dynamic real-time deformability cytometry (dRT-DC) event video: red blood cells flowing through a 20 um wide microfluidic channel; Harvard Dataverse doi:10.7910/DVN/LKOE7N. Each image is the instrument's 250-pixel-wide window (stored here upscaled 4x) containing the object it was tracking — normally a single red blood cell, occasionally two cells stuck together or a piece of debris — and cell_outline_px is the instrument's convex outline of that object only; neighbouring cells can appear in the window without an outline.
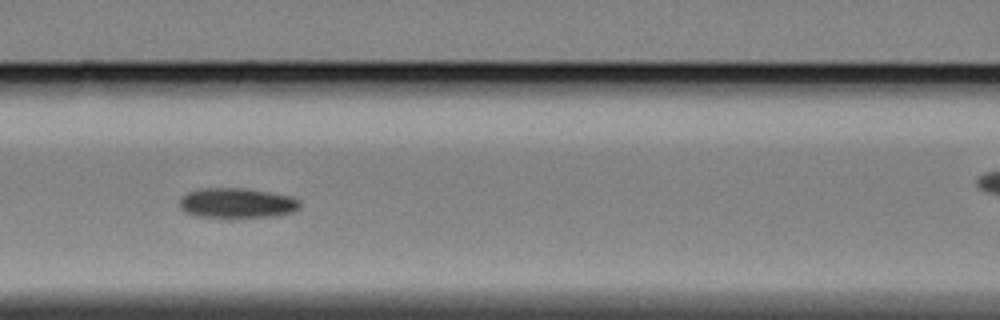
{"species": "Egyptian fruit bat (a non-hibernating species)", "species_latin": "Rousettus aegyptiacus", "temperature_condition": "cold", "stored_images_in_passage": 18, "camera_frame_rate_fps": 3000, "um_per_image_px": 0.085, "animal": {"sex": "female"}, "frame": {"image": 1, "passage_image": 11, "time_ms": 3.333, "image_size_px": [1000, 320], "cell_outline_px": [[300, 208], [292, 212], [272, 216], [228, 220], [196, 216], [184, 212], [180, 208], [180, 196], [188, 192], [200, 188], [248, 188], [272, 192], [288, 196], [300, 200]], "centroid_in_image_um": [20.1, 17.29], "position_along_channel_um": 146.5, "area_um2": 21.96}}